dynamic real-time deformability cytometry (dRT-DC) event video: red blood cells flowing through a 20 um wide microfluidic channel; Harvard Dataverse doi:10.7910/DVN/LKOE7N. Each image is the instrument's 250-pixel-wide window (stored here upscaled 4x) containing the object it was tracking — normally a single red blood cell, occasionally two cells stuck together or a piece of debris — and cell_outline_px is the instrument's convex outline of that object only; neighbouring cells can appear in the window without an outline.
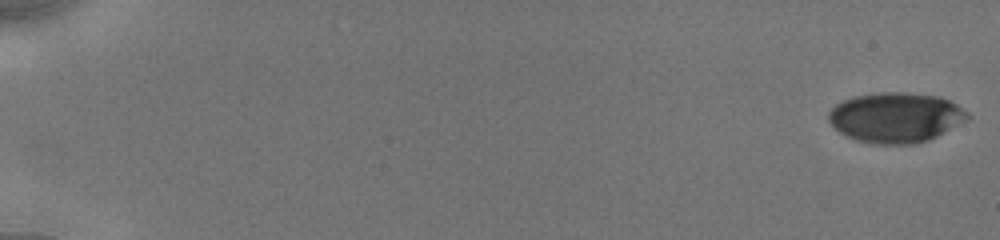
{"species": "human", "species_latin": "Homo sapiens", "temperature_condition": "cold", "stored_images_in_passage": 13, "camera_frame_rate_fps": 3000, "um_per_image_px": 0.085, "donor": {"sex": "male"}, "frame": {"image": 1, "passage_image": 1, "time_ms": 0.0, "image_size_px": [1000, 240], "cell_outline_px": [[968, 120], [928, 140], [916, 144], [872, 144], [856, 140], [840, 132], [828, 120], [828, 112], [836, 104], [844, 100], [856, 96], [880, 92], [904, 92], [940, 96], [956, 104], [968, 112]], "centroid_in_image_um": [76.14, 9.98], "position_along_channel_um": 8.9, "area_um2": 40.46}}
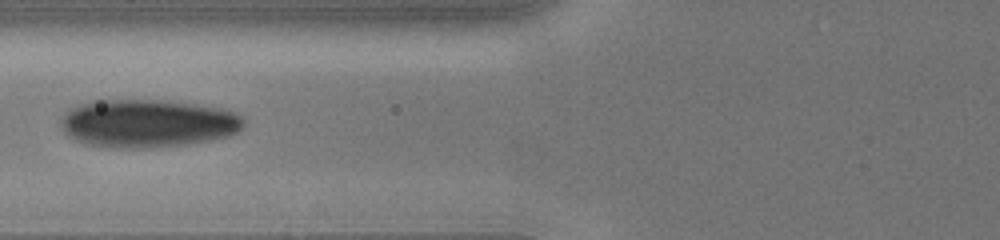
{"frame": {"image": 2, "passage_image": 11, "time_ms": 7.667, "image_size_px": [1000, 240], "cell_outline_px": [[244, 128], [228, 136], [208, 140], [184, 144], [140, 148], [120, 148], [84, 144], [68, 136], [64, 132], [64, 112], [68, 108], [96, 100], [164, 100], [220, 108], [244, 116]], "centroid_in_image_um": [12.56, 10.48], "position_along_channel_um": 113.2, "area_um2": 50.81}}
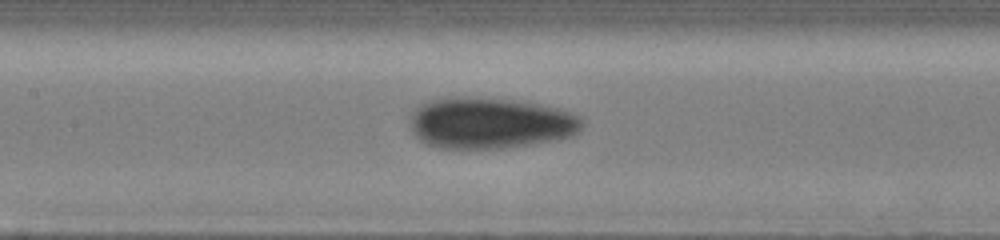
{"frame": {"image": 3, "passage_image": 13, "time_ms": 9.0, "image_size_px": [1000, 240], "cell_outline_px": [[584, 120], [580, 132], [572, 136], [552, 140], [528, 144], [500, 148], [440, 148], [428, 144], [420, 140], [412, 132], [408, 124], [412, 112], [420, 104], [432, 100], [452, 96], [468, 96], [528, 100], [560, 108], [580, 116]], "centroid_in_image_um": [41.67, 10.42], "position_along_channel_um": 165.7, "area_um2": 52.19}}